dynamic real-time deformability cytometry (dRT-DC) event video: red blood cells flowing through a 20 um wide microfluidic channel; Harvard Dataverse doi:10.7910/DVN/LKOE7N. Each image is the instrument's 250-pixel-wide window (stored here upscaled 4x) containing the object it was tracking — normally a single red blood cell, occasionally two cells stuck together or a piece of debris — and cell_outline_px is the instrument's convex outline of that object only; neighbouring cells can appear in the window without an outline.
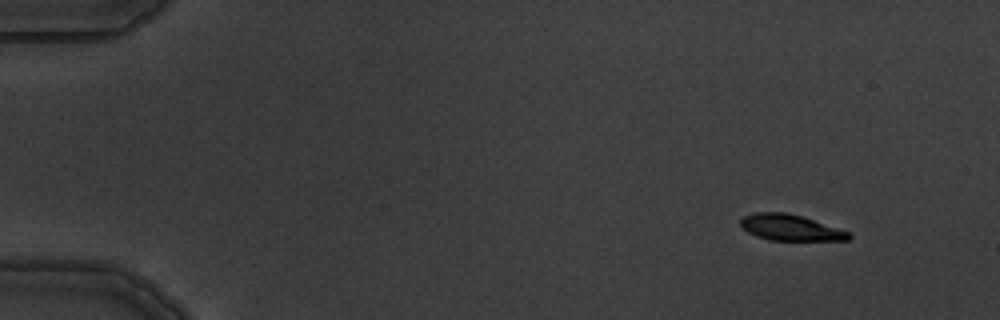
{"species": "common noctule bat (a hibernating species)", "species_latin": "Nyctalus noctula", "temperature_condition": "warm", "stored_images_in_passage": 6, "camera_frame_rate_fps": 3000, "um_per_image_px": 0.085, "animal": {"sex": "male", "body_mass_g": 19.5, "forearm_length_mm": 54.6}, "frame": {"image": 1, "passage_image": 1, "time_ms": 0.0, "image_size_px": [1000, 320], "cell_outline_px": [[852, 236], [848, 240], [768, 240], [756, 236], [748, 232], [740, 224], [740, 220], [744, 216], [756, 212], [784, 212], [800, 216], [848, 232]], "centroid_in_image_um": [67.13, 19.35], "position_along_channel_um": 17.9, "area_um2": 16.01}}
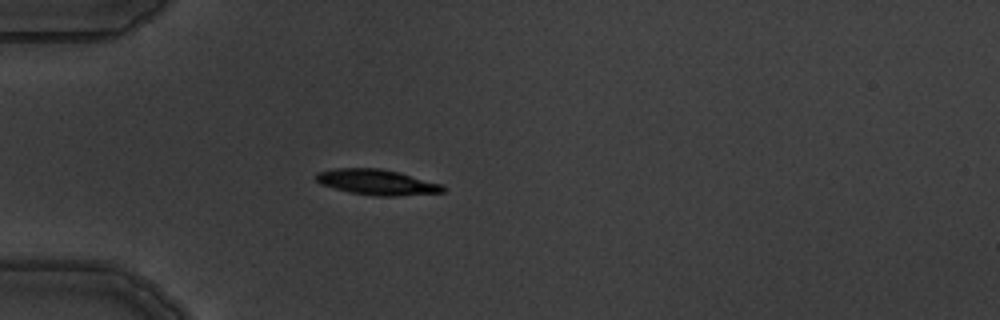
{"frame": {"image": 2, "passage_image": 4, "time_ms": 3.667, "image_size_px": [1000, 320], "cell_outline_px": [[444, 192], [396, 196], [376, 196], [348, 192], [320, 184], [316, 180], [316, 172], [336, 168], [380, 168], [400, 172], [444, 184]], "centroid_in_image_um": [32.05, 15.48], "position_along_channel_um": 52.9, "area_um2": 19.02}}